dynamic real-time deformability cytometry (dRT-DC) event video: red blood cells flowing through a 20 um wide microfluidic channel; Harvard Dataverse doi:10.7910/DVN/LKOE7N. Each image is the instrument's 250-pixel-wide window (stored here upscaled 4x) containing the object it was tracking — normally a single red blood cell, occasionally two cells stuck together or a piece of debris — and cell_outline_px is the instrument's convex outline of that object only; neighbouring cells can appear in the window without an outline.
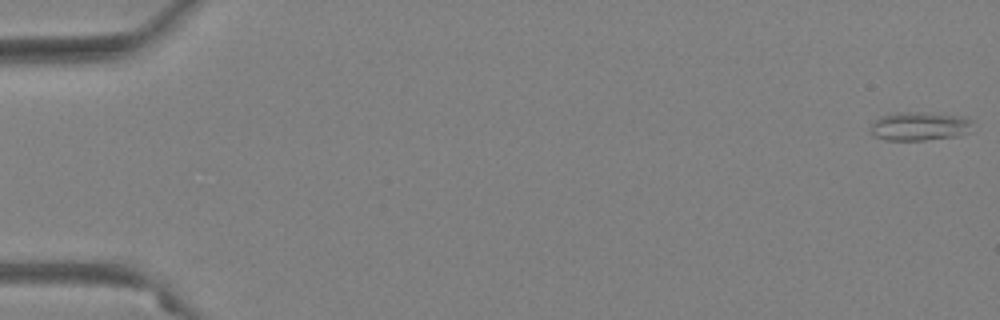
{"species": "Egyptian fruit bat (a non-hibernating species)", "species_latin": "Rousettus aegyptiacus", "temperature_condition": "warm", "stored_images_in_passage": 56, "camera_frame_rate_fps": 3000, "um_per_image_px": 0.085, "animal": {"sex": "female"}, "frame": {"image": 1, "passage_image": 1, "time_ms": 0.0, "image_size_px": [1000, 320], "cell_outline_px": [[972, 132], [956, 136], [924, 140], [884, 140], [872, 136], [872, 124], [880, 116], [896, 112], [916, 112], [964, 116], [972, 120]], "centroid_in_image_um": [78.19, 10.73], "position_along_channel_um": 6.8, "area_um2": 17.17}}
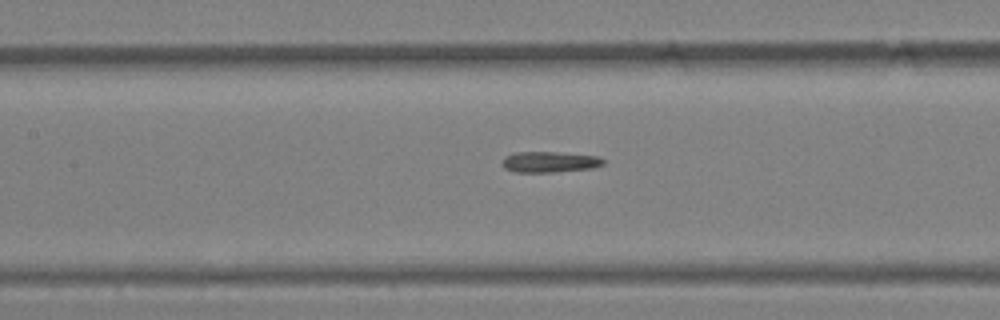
{"frame": {"image": 2, "passage_image": 27, "time_ms": 8.667, "image_size_px": [1000, 320], "cell_outline_px": [[604, 164], [596, 168], [552, 172], [516, 172], [504, 168], [500, 164], [504, 156], [512, 152], [556, 152], [600, 156], [604, 160]], "centroid_in_image_um": [46.7, 13.76], "position_along_channel_um": 160.7, "area_um2": 12.54}}
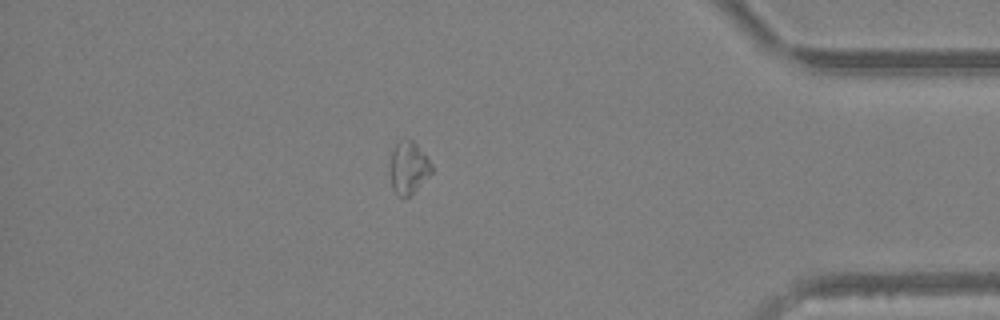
{"frame": {"image": 3, "passage_image": 49, "time_ms": 16.0, "image_size_px": [1000, 320], "cell_outline_px": [[432, 172], [404, 200], [396, 196], [392, 188], [392, 152], [396, 144], [400, 140], [412, 140], [416, 144], [432, 164]], "centroid_in_image_um": [34.73, 14.29], "position_along_channel_um": 400.5, "area_um2": 12.2}}